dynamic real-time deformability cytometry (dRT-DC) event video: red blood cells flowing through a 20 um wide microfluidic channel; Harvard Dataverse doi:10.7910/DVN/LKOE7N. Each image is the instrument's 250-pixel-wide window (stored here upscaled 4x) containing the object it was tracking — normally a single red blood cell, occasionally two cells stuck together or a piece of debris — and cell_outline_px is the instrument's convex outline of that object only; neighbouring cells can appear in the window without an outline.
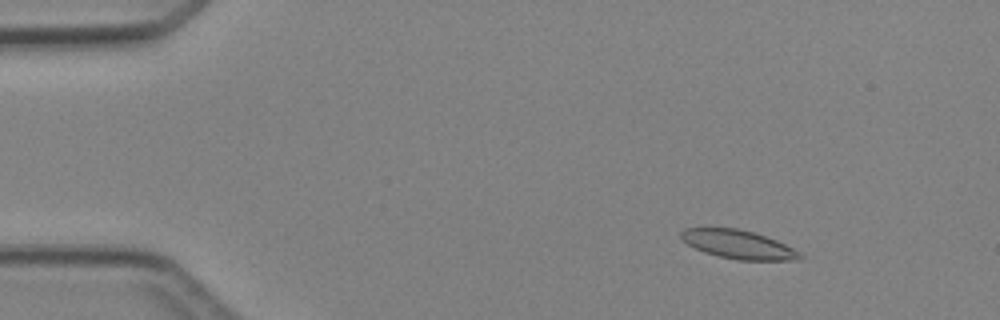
{"species": "Egyptian fruit bat (a non-hibernating species)", "species_latin": "Rousettus aegyptiacus", "temperature_condition": "cold", "stored_images_in_passage": 4, "camera_frame_rate_fps": 3000, "um_per_image_px": 0.085, "animal": {"sex": "female"}, "frame": {"image": 1, "passage_image": 2, "time_ms": 1.333, "image_size_px": [1000, 320], "cell_outline_px": [[804, 256], [800, 260], [740, 260], [720, 256], [704, 252], [680, 240], [680, 232], [684, 228], [736, 228], [752, 232], [776, 240], [800, 252]], "centroid_in_image_um": [62.74, 20.78], "position_along_channel_um": 22.3, "area_um2": 19.65}}
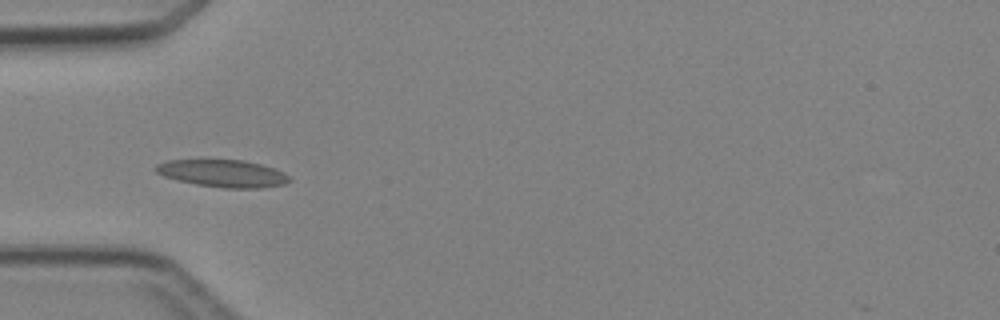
{"frame": {"image": 2, "passage_image": 4, "time_ms": 4.333, "image_size_px": [1000, 320], "cell_outline_px": [[292, 180], [284, 184], [260, 188], [224, 188], [196, 184], [176, 180], [164, 176], [156, 172], [152, 168], [156, 164], [168, 160], [244, 160], [260, 164], [284, 172]], "centroid_in_image_um": [18.91, 14.74], "position_along_channel_um": 66.1, "area_um2": 21.27}}